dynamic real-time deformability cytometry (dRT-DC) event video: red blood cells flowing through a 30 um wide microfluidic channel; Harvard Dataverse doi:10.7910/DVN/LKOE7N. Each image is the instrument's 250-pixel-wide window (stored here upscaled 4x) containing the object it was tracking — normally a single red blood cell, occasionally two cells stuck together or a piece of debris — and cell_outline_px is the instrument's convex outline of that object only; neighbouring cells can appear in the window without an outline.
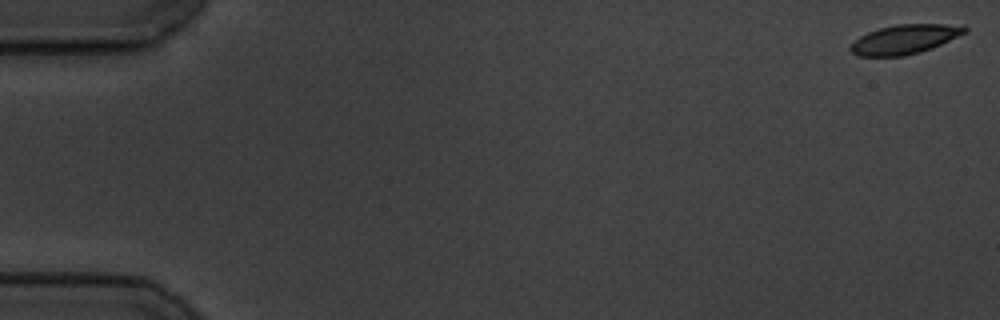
{"species": "common noctule bat (a hibernating species)", "species_latin": "Nyctalus noctula", "temperature_condition": "cold", "stored_images_in_passage": 58, "camera_frame_rate_fps": 3000, "um_per_image_px": 0.085, "animal": {"sex": "male", "body_mass_g": 19.5, "forearm_length_mm": 54.6}, "frame": {"image": 1, "passage_image": 1, "time_ms": 0.0, "image_size_px": [1000, 320], "cell_outline_px": [[968, 32], [932, 48], [920, 52], [904, 56], [860, 56], [852, 52], [848, 48], [860, 36], [868, 32], [880, 28], [896, 24], [964, 24], [968, 28]], "centroid_in_image_um": [76.96, 3.33], "position_along_channel_um": 8.0, "area_um2": 19.59}}
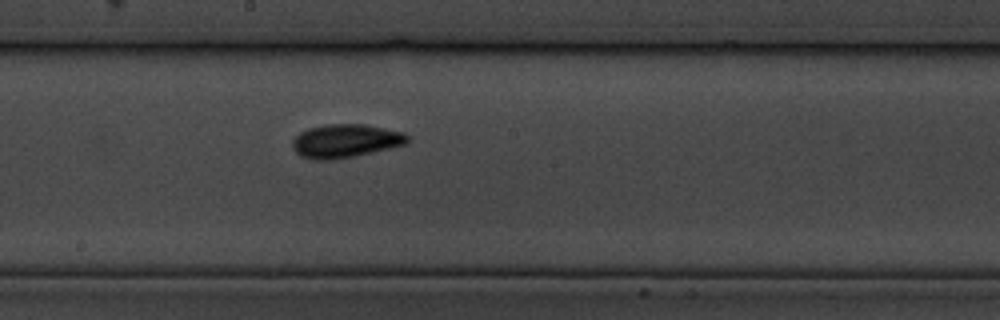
{"frame": {"image": 2, "passage_image": 32, "time_ms": 10.333, "image_size_px": [1000, 320], "cell_outline_px": [[412, 136], [404, 144], [372, 152], [352, 156], [328, 160], [312, 160], [300, 156], [292, 148], [292, 140], [300, 132], [308, 128], [324, 124], [364, 124], [404, 132]], "centroid_in_image_um": [29.33, 11.97], "position_along_channel_um": 218.9, "area_um2": 22.43}}
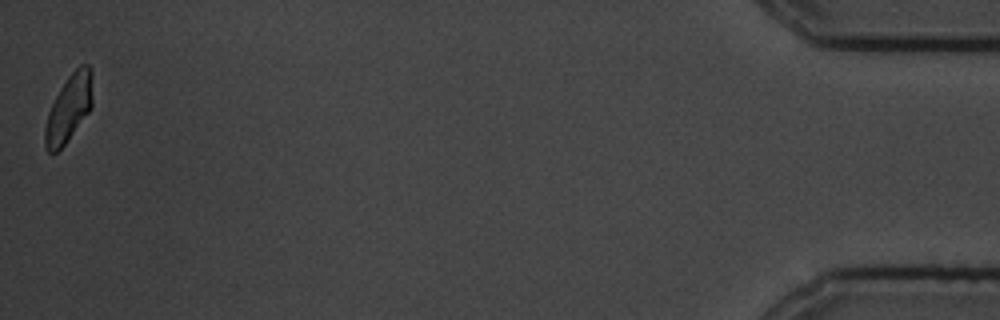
{"frame": {"image": 3, "passage_image": 58, "time_ms": 19.0, "image_size_px": [1000, 320], "cell_outline_px": [[92, 104], [88, 112], [64, 144], [56, 152], [48, 152], [44, 144], [44, 128], [48, 112], [60, 88], [68, 76], [80, 64], [88, 64], [92, 68]], "centroid_in_image_um": [5.85, 9.16], "position_along_channel_um": 429.4, "area_um2": 18.38}, "authors_computed_cell_mechanics": {"area_um2": 19.8543, "velocity_mm_per_s": 3.4645, "shape_relaxation_time_tau1_ms": 3.4916, "shape_relaxation_time_tau2_ms": 4.0307, "deformation_change_tau1": 0.097, "deformation_change_tau2": 0.0553}}